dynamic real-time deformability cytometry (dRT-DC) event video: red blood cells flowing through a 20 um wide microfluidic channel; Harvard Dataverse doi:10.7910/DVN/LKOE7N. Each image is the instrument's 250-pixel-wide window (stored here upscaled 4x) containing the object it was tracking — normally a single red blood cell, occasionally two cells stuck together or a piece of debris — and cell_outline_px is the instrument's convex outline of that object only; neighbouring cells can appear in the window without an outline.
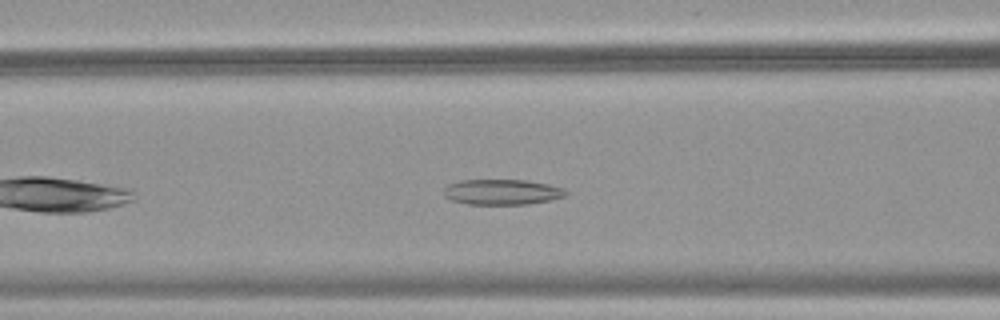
{"species": "common noctule bat (a hibernating species)", "species_latin": "Nyctalus noctula", "temperature_condition": "warm", "stored_images_in_passage": 39, "camera_frame_rate_fps": 3000, "um_per_image_px": 0.085, "animal": {"sex": "female", "body_mass_g": 18.4}, "frame": {"image": 1, "passage_image": 8, "time_ms": 2.333, "image_size_px": [1000, 320], "cell_outline_px": [[568, 192], [564, 196], [548, 200], [528, 204], [468, 204], [452, 200], [444, 196], [444, 188], [448, 184], [460, 180], [524, 180], [548, 184], [564, 188]], "centroid_in_image_um": [42.65, 16.31], "position_along_channel_um": 123.9, "area_um2": 17.98}}
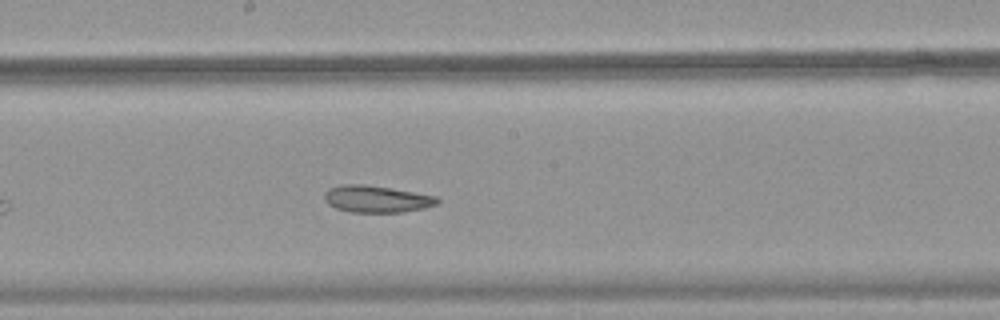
{"frame": {"image": 2, "passage_image": 15, "time_ms": 4.667, "image_size_px": [1000, 320], "cell_outline_px": [[440, 200], [436, 204], [424, 208], [400, 212], [352, 212], [336, 208], [328, 204], [324, 200], [324, 192], [340, 184], [364, 184], [392, 188], [436, 196]], "centroid_in_image_um": [31.99, 16.91], "position_along_channel_um": 216.2, "area_um2": 17.63}}
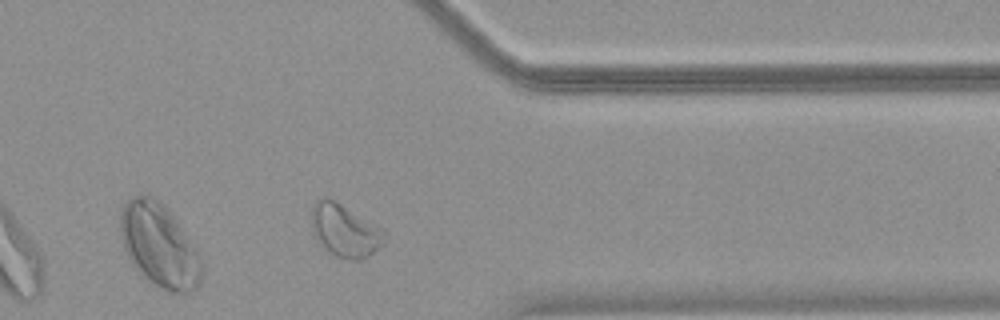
{"frame": {"image": 3, "passage_image": 28, "time_ms": 9.0, "image_size_px": [1000, 320], "cell_outline_px": [[384, 232], [380, 244], [368, 256], [360, 260], [352, 260], [336, 256], [328, 252], [324, 248], [312, 232], [312, 204], [328, 196], [384, 228]], "centroid_in_image_um": [29.28, 19.57], "position_along_channel_um": 382.1, "area_um2": 22.14}}